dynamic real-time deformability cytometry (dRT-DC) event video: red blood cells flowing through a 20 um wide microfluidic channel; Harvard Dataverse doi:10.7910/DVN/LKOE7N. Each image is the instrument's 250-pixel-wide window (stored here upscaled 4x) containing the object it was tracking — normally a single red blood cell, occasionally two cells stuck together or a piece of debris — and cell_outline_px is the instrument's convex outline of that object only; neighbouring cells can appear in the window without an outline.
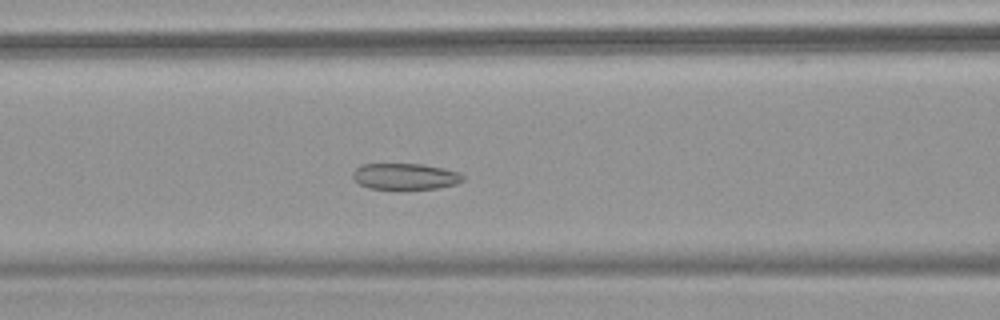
{"species": "common noctule bat (a hibernating species)", "species_latin": "Nyctalus noctula", "temperature_condition": "warm", "stored_images_in_passage": 52, "camera_frame_rate_fps": 3000, "um_per_image_px": 0.085, "animal": {"sex": "female", "body_mass_g": 18.4}, "frame": {"image": 1, "passage_image": 21, "time_ms": 6.667, "image_size_px": [1000, 320], "cell_outline_px": [[464, 180], [456, 184], [436, 188], [368, 188], [360, 184], [352, 176], [352, 172], [360, 164], [420, 164], [440, 168], [456, 172], [464, 176]], "centroid_in_image_um": [34.4, 14.98], "position_along_channel_um": 132.2, "area_um2": 16.42}}
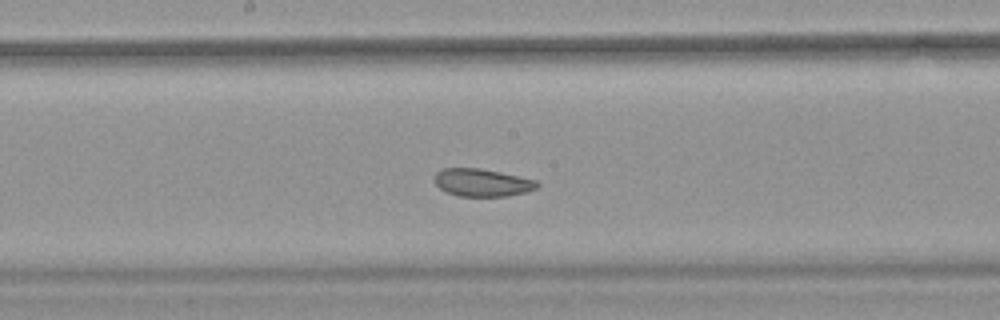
{"frame": {"image": 2, "passage_image": 27, "time_ms": 8.667, "image_size_px": [1000, 320], "cell_outline_px": [[540, 184], [536, 188], [524, 192], [508, 196], [456, 196], [440, 188], [436, 184], [436, 172], [444, 168], [480, 168], [500, 172], [536, 180]], "centroid_in_image_um": [40.99, 15.52], "position_along_channel_um": 207.2, "area_um2": 16.36}}
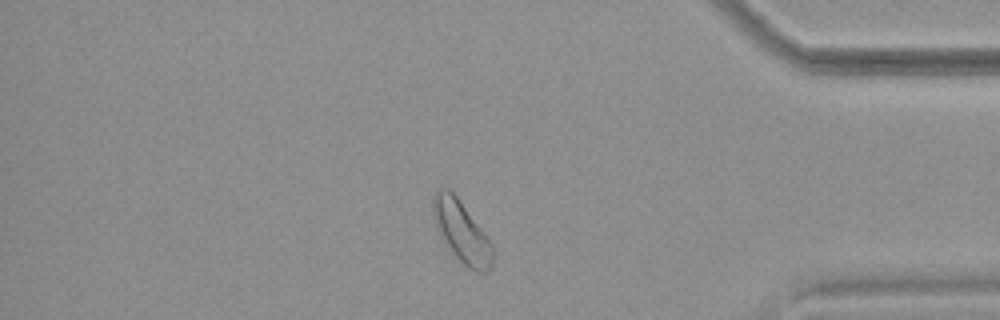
{"frame": {"image": 3, "passage_image": 44, "time_ms": 14.333, "image_size_px": [1000, 320], "cell_outline_px": [[492, 264], [488, 272], [476, 272], [468, 268], [440, 240], [436, 228], [432, 208], [432, 196], [440, 188], [448, 188], [456, 196], [492, 244]], "centroid_in_image_um": [39.19, 19.71], "position_along_channel_um": 396.0, "area_um2": 21.1}, "authors_computed_cell_mechanics": {"area_um2": 19.8254, "velocity_mm_per_s": 3.7718, "shape_relaxation_time_tau1_ms": null, "shape_relaxation_time_tau2_ms": 4.8759, "deformation_change_tau1": null, "deformation_change_tau2": 0.0917}}